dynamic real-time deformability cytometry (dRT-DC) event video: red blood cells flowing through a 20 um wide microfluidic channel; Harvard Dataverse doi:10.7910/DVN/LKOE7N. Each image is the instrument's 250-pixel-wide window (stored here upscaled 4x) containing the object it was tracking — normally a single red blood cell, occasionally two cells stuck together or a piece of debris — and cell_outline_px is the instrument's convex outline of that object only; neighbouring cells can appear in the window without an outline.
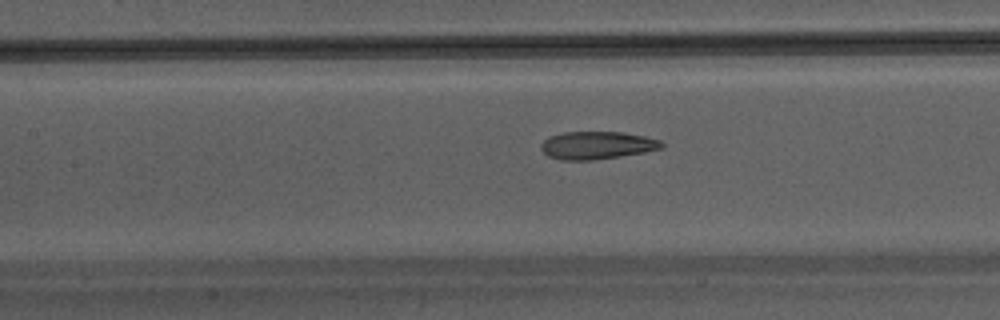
{"species": "Egyptian fruit bat (a non-hibernating species)", "species_latin": "Rousettus aegyptiacus", "temperature_condition": "warm", "stored_images_in_passage": 38, "camera_frame_rate_fps": 3000, "um_per_image_px": 0.085, "animal": {"sex": "male"}, "frame": {"image": 1, "passage_image": 14, "time_ms": 4.333, "image_size_px": [1000, 320], "cell_outline_px": [[664, 148], [644, 152], [620, 156], [592, 160], [560, 160], [548, 156], [540, 148], [540, 144], [548, 136], [564, 132], [620, 132], [644, 136], [660, 140], [664, 144]], "centroid_in_image_um": [50.72, 12.35], "position_along_channel_um": 156.7, "area_um2": 19.54}}
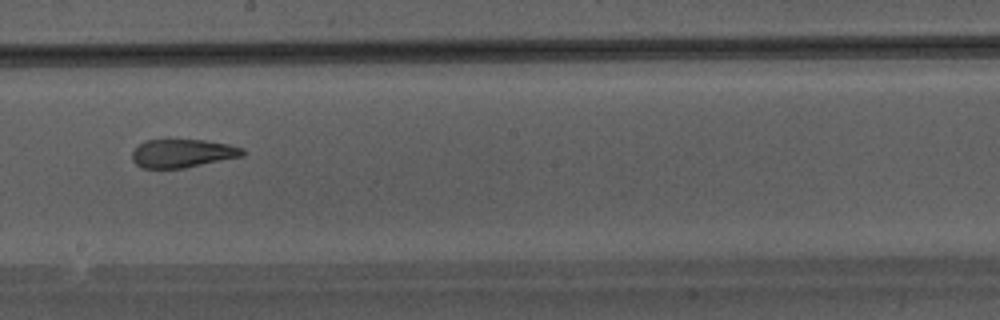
{"frame": {"image": 2, "passage_image": 19, "time_ms": 6.0, "image_size_px": [1000, 320], "cell_outline_px": [[244, 156], [184, 168], [140, 168], [132, 160], [132, 152], [144, 140], [168, 136], [204, 140], [228, 144], [244, 148]], "centroid_in_image_um": [15.48, 12.98], "position_along_channel_um": 232.7, "area_um2": 19.13}}
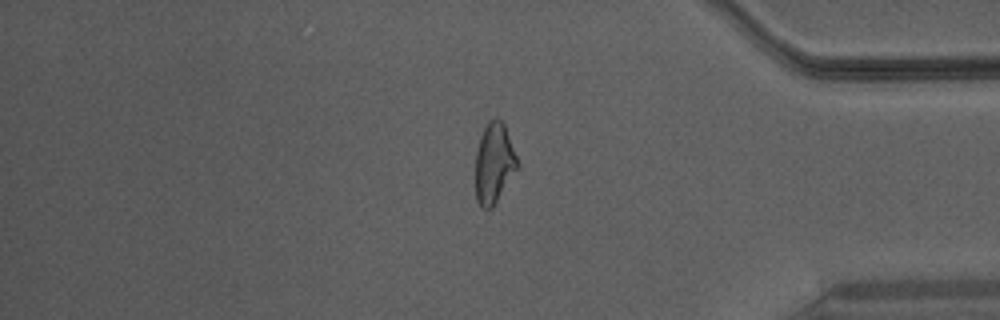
{"frame": {"image": 3, "passage_image": 31, "time_ms": 10.0, "image_size_px": [1000, 320], "cell_outline_px": [[520, 164], [492, 208], [480, 208], [476, 200], [476, 152], [480, 136], [488, 120], [504, 120]], "centroid_in_image_um": [42.01, 13.85], "position_along_channel_um": 393.2, "area_um2": 19.71}}